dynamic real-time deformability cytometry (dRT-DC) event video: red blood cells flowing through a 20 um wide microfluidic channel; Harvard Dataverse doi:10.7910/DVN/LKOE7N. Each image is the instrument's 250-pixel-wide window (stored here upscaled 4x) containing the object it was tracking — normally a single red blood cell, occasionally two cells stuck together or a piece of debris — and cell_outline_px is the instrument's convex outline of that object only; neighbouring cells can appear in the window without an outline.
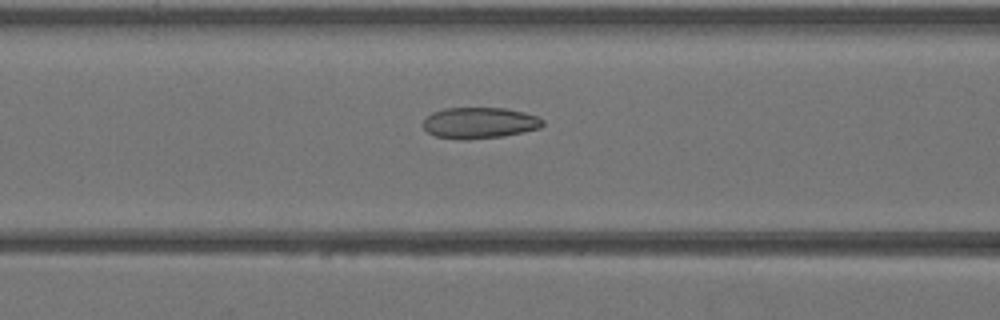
{"species": "Egyptian fruit bat (a non-hibernating species)", "species_latin": "Rousettus aegyptiacus", "temperature_condition": "warm", "stored_images_in_passage": 42, "camera_frame_rate_fps": 3000, "um_per_image_px": 0.085, "animal": {"sex": "female"}, "frame": {"image": 1, "passage_image": 18, "time_ms": 5.667, "image_size_px": [1000, 320], "cell_outline_px": [[544, 124], [540, 128], [504, 136], [436, 136], [428, 132], [424, 128], [424, 120], [432, 112], [444, 108], [504, 108], [524, 112], [536, 116], [544, 120]], "centroid_in_image_um": [40.82, 10.38], "position_along_channel_um": 125.8, "area_um2": 20.63}}
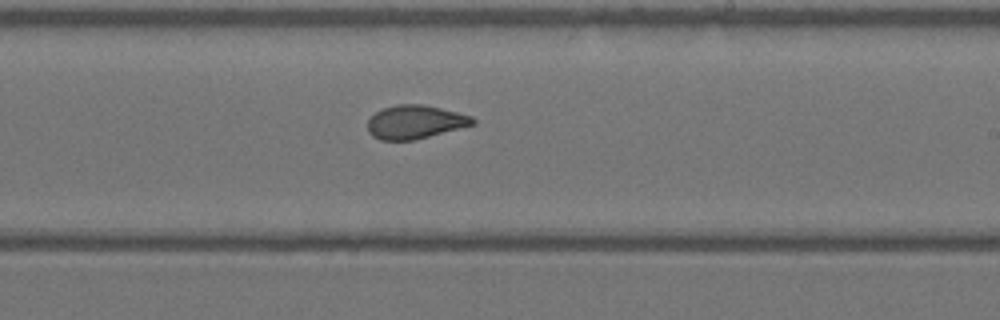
{"frame": {"image": 2, "passage_image": 26, "time_ms": 8.333, "image_size_px": [1000, 320], "cell_outline_px": [[476, 124], [416, 140], [380, 140], [372, 136], [368, 132], [368, 120], [380, 108], [396, 104], [424, 104], [472, 116], [476, 120]], "centroid_in_image_um": [35.28, 10.37], "position_along_channel_um": 253.7, "area_um2": 20.75}}
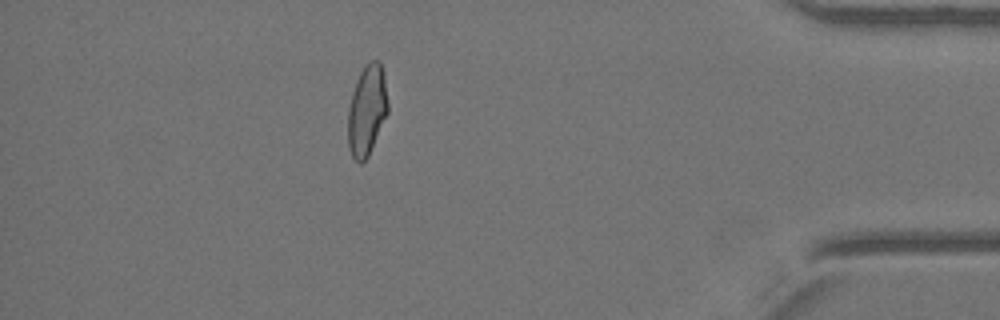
{"frame": {"image": 3, "passage_image": 38, "time_ms": 12.333, "image_size_px": [1000, 320], "cell_outline_px": [[388, 112], [368, 156], [360, 164], [352, 156], [348, 148], [348, 108], [352, 92], [356, 80], [360, 72], [372, 60], [380, 60], [384, 76], [388, 104]], "centroid_in_image_um": [31.18, 9.38], "position_along_channel_um": 404.0, "area_um2": 20.92}}